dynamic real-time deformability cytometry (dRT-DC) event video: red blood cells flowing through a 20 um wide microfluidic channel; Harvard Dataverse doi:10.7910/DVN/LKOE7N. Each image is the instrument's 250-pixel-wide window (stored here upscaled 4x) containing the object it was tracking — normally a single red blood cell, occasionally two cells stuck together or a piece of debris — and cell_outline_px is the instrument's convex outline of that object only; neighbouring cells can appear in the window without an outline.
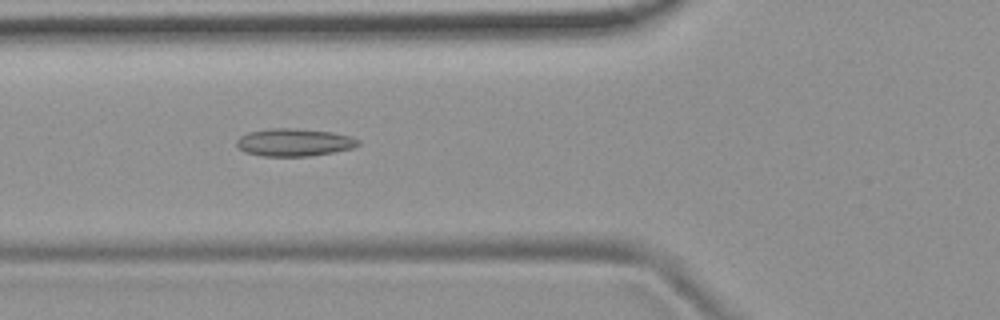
{"species": "common noctule bat (a hibernating species)", "species_latin": "Nyctalus noctula", "temperature_condition": "room temperature", "stored_images_in_passage": 39, "camera_frame_rate_fps": 3000, "um_per_image_px": 0.085, "animal": {"sex": "female", "body_mass_g": 19.9}, "frame": {"image": 1, "passage_image": 6, "time_ms": 1.667, "image_size_px": [1000, 320], "cell_outline_px": [[360, 144], [352, 148], [332, 152], [308, 156], [260, 156], [244, 152], [236, 144], [236, 140], [240, 136], [248, 132], [272, 128], [292, 128], [332, 132], [352, 136], [360, 140]], "centroid_in_image_um": [24.99, 12.1], "position_along_channel_um": 100.8, "area_um2": 19.59}}
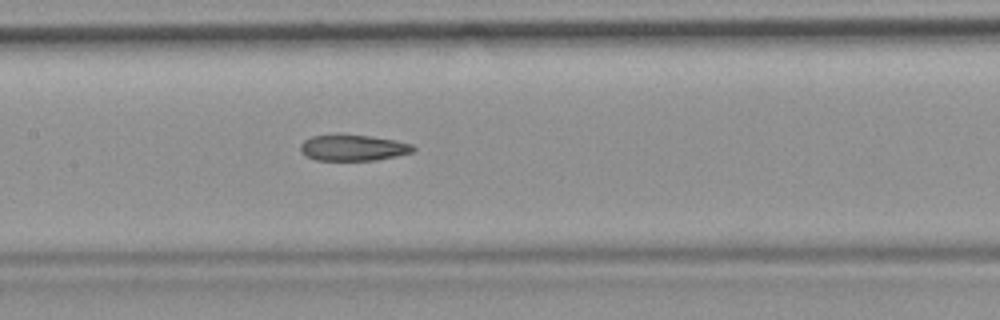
{"frame": {"image": 2, "passage_image": 12, "time_ms": 3.667, "image_size_px": [1000, 320], "cell_outline_px": [[416, 148], [412, 152], [396, 156], [376, 160], [316, 160], [304, 156], [300, 148], [300, 144], [304, 140], [312, 136], [372, 136], [396, 140], [412, 144]], "centroid_in_image_um": [30.03, 12.58], "position_along_channel_um": 177.4, "area_um2": 16.82}}
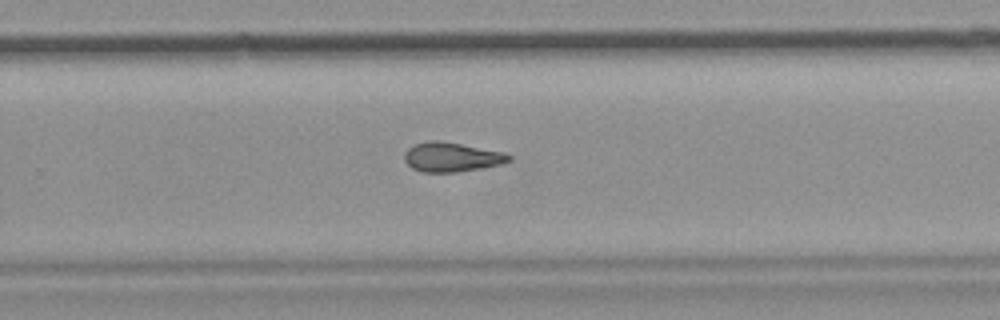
{"frame": {"image": 3, "passage_image": 21, "time_ms": 6.667, "image_size_px": [1000, 320], "cell_outline_px": [[512, 160], [500, 164], [480, 168], [456, 172], [420, 172], [412, 168], [404, 160], [404, 152], [408, 148], [416, 144], [428, 140], [440, 140], [504, 152], [512, 156]], "centroid_in_image_um": [38.37, 13.34], "position_along_channel_um": 291.4, "area_um2": 17.92}, "authors_computed_cell_mechanics": {"area_um2": 17.8602, "velocity_mm_per_s": 3.8214, "shape_relaxation_time_tau1_ms": null, "shape_relaxation_time_tau2_ms": 9.4757, "deformation_change_tau1": null, "deformation_change_tau2": 0.2135}}